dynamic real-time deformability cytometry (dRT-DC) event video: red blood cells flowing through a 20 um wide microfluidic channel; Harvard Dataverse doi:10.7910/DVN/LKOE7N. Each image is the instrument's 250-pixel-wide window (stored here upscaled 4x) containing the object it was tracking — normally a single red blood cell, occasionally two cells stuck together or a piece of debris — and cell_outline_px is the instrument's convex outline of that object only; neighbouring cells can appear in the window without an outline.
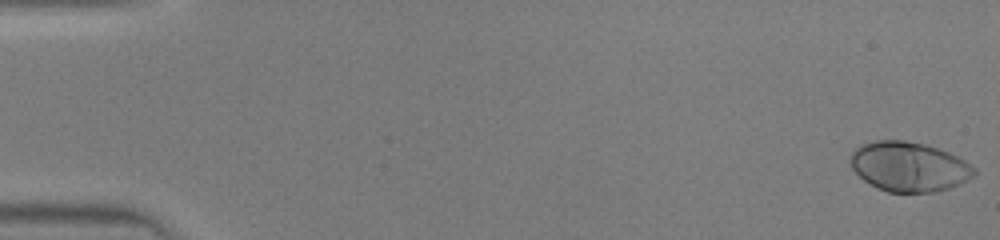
{"species": "human", "species_latin": "Homo sapiens", "temperature_condition": "warm", "stored_images_in_passage": 45, "camera_frame_rate_fps": 3000, "um_per_image_px": 0.085, "donor": {"sex": "male"}, "frame": {"image": 1, "passage_image": 1, "time_ms": 0.0, "image_size_px": [1000, 240], "cell_outline_px": [[976, 176], [948, 188], [932, 192], [888, 192], [876, 188], [864, 180], [852, 168], [848, 160], [852, 152], [860, 144], [876, 140], [904, 140], [924, 144], [948, 152], [964, 160], [976, 168]], "centroid_in_image_um": [77.24, 14.16], "position_along_channel_um": 7.8, "area_um2": 35.84}}
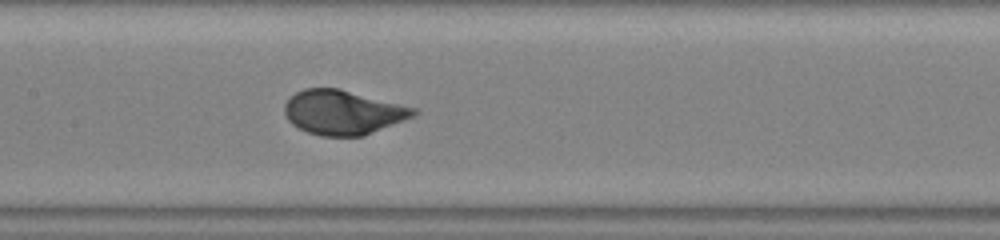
{"frame": {"image": 2, "passage_image": 23, "time_ms": 7.333, "image_size_px": [1000, 240], "cell_outline_px": [[420, 112], [416, 116], [364, 136], [320, 136], [308, 132], [292, 124], [288, 120], [284, 112], [284, 104], [296, 92], [304, 88], [340, 88], [416, 108]], "centroid_in_image_um": [29.18, 9.55], "position_along_channel_um": 178.2, "area_um2": 33.58}}
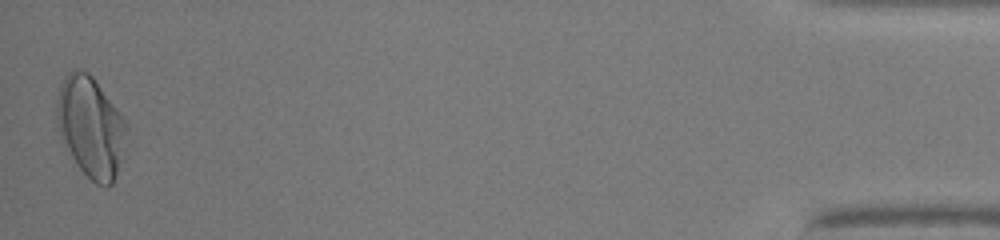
{"frame": {"image": 3, "passage_image": 45, "time_ms": 14.667, "image_size_px": [1000, 240], "cell_outline_px": [[128, 128], [116, 172], [112, 184], [108, 188], [104, 188], [96, 184], [80, 168], [60, 140], [56, 128], [56, 104], [60, 84], [64, 76], [68, 72], [76, 68], [88, 72], [92, 76], [128, 124]], "centroid_in_image_um": [7.66, 10.77], "position_along_channel_um": 427.5, "area_um2": 40.75}}